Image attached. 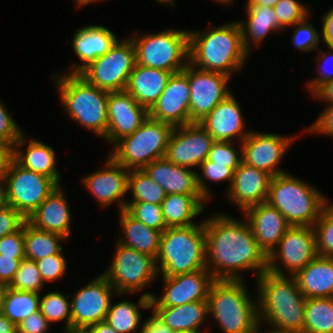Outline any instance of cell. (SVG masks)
Instances as JSON below:
<instances>
[{"label": "cell", "mask_w": 333, "mask_h": 333, "mask_svg": "<svg viewBox=\"0 0 333 333\" xmlns=\"http://www.w3.org/2000/svg\"><path fill=\"white\" fill-rule=\"evenodd\" d=\"M206 267L215 280H243V271L257 279L268 268V255L259 246L245 219L220 213L205 218ZM240 273V274H239Z\"/></svg>", "instance_id": "obj_1"}, {"label": "cell", "mask_w": 333, "mask_h": 333, "mask_svg": "<svg viewBox=\"0 0 333 333\" xmlns=\"http://www.w3.org/2000/svg\"><path fill=\"white\" fill-rule=\"evenodd\" d=\"M203 32L189 31V63L203 71L232 77L245 65L249 53L244 49L238 21Z\"/></svg>", "instance_id": "obj_2"}, {"label": "cell", "mask_w": 333, "mask_h": 333, "mask_svg": "<svg viewBox=\"0 0 333 333\" xmlns=\"http://www.w3.org/2000/svg\"><path fill=\"white\" fill-rule=\"evenodd\" d=\"M259 322L271 328L303 333L306 298L294 276L263 272L257 279Z\"/></svg>", "instance_id": "obj_3"}, {"label": "cell", "mask_w": 333, "mask_h": 333, "mask_svg": "<svg viewBox=\"0 0 333 333\" xmlns=\"http://www.w3.org/2000/svg\"><path fill=\"white\" fill-rule=\"evenodd\" d=\"M61 105L69 118L99 137L105 138L108 126L109 92L89 84L79 74L54 75Z\"/></svg>", "instance_id": "obj_4"}, {"label": "cell", "mask_w": 333, "mask_h": 333, "mask_svg": "<svg viewBox=\"0 0 333 333\" xmlns=\"http://www.w3.org/2000/svg\"><path fill=\"white\" fill-rule=\"evenodd\" d=\"M156 266L162 277L207 269L204 220L190 226L166 228L161 234Z\"/></svg>", "instance_id": "obj_5"}, {"label": "cell", "mask_w": 333, "mask_h": 333, "mask_svg": "<svg viewBox=\"0 0 333 333\" xmlns=\"http://www.w3.org/2000/svg\"><path fill=\"white\" fill-rule=\"evenodd\" d=\"M244 285L243 280H215L211 285L209 316L224 333H253L259 323L257 296L252 300Z\"/></svg>", "instance_id": "obj_6"}, {"label": "cell", "mask_w": 333, "mask_h": 333, "mask_svg": "<svg viewBox=\"0 0 333 333\" xmlns=\"http://www.w3.org/2000/svg\"><path fill=\"white\" fill-rule=\"evenodd\" d=\"M326 200L317 188L286 172L272 177L266 202L291 226L313 227Z\"/></svg>", "instance_id": "obj_7"}, {"label": "cell", "mask_w": 333, "mask_h": 333, "mask_svg": "<svg viewBox=\"0 0 333 333\" xmlns=\"http://www.w3.org/2000/svg\"><path fill=\"white\" fill-rule=\"evenodd\" d=\"M173 129L172 125L149 117L133 134L119 140L108 154L128 170L144 169L165 157Z\"/></svg>", "instance_id": "obj_8"}, {"label": "cell", "mask_w": 333, "mask_h": 333, "mask_svg": "<svg viewBox=\"0 0 333 333\" xmlns=\"http://www.w3.org/2000/svg\"><path fill=\"white\" fill-rule=\"evenodd\" d=\"M136 49V63L172 73L189 64V31L168 29L130 36Z\"/></svg>", "instance_id": "obj_9"}, {"label": "cell", "mask_w": 333, "mask_h": 333, "mask_svg": "<svg viewBox=\"0 0 333 333\" xmlns=\"http://www.w3.org/2000/svg\"><path fill=\"white\" fill-rule=\"evenodd\" d=\"M0 183L6 204L26 219L58 186L52 178L22 167L13 158L10 159Z\"/></svg>", "instance_id": "obj_10"}, {"label": "cell", "mask_w": 333, "mask_h": 333, "mask_svg": "<svg viewBox=\"0 0 333 333\" xmlns=\"http://www.w3.org/2000/svg\"><path fill=\"white\" fill-rule=\"evenodd\" d=\"M136 64V49L129 37L118 40L103 56L98 57L79 75L99 89L115 92L126 89Z\"/></svg>", "instance_id": "obj_11"}, {"label": "cell", "mask_w": 333, "mask_h": 333, "mask_svg": "<svg viewBox=\"0 0 333 333\" xmlns=\"http://www.w3.org/2000/svg\"><path fill=\"white\" fill-rule=\"evenodd\" d=\"M112 263L102 274L118 294H132L147 287L158 270L156 260L146 254L116 243Z\"/></svg>", "instance_id": "obj_12"}, {"label": "cell", "mask_w": 333, "mask_h": 333, "mask_svg": "<svg viewBox=\"0 0 333 333\" xmlns=\"http://www.w3.org/2000/svg\"><path fill=\"white\" fill-rule=\"evenodd\" d=\"M317 256L314 227L291 226L278 246L268 255L267 270L278 275L294 276ZM280 262L282 266L279 265ZM283 270H287L289 274Z\"/></svg>", "instance_id": "obj_13"}, {"label": "cell", "mask_w": 333, "mask_h": 333, "mask_svg": "<svg viewBox=\"0 0 333 333\" xmlns=\"http://www.w3.org/2000/svg\"><path fill=\"white\" fill-rule=\"evenodd\" d=\"M113 295L127 296L118 294L103 274L74 293L70 300L71 333H81L88 326L104 322Z\"/></svg>", "instance_id": "obj_14"}, {"label": "cell", "mask_w": 333, "mask_h": 333, "mask_svg": "<svg viewBox=\"0 0 333 333\" xmlns=\"http://www.w3.org/2000/svg\"><path fill=\"white\" fill-rule=\"evenodd\" d=\"M230 76L203 71L188 64V82L190 87L189 124L200 122L219 102L232 92L228 88Z\"/></svg>", "instance_id": "obj_15"}, {"label": "cell", "mask_w": 333, "mask_h": 333, "mask_svg": "<svg viewBox=\"0 0 333 333\" xmlns=\"http://www.w3.org/2000/svg\"><path fill=\"white\" fill-rule=\"evenodd\" d=\"M214 142L213 137L198 122L174 127L165 158L178 166L199 168L207 159Z\"/></svg>", "instance_id": "obj_16"}, {"label": "cell", "mask_w": 333, "mask_h": 333, "mask_svg": "<svg viewBox=\"0 0 333 333\" xmlns=\"http://www.w3.org/2000/svg\"><path fill=\"white\" fill-rule=\"evenodd\" d=\"M296 138L251 130L241 143L243 162L265 171L272 177L286 173L279 169L278 165Z\"/></svg>", "instance_id": "obj_17"}, {"label": "cell", "mask_w": 333, "mask_h": 333, "mask_svg": "<svg viewBox=\"0 0 333 333\" xmlns=\"http://www.w3.org/2000/svg\"><path fill=\"white\" fill-rule=\"evenodd\" d=\"M163 278V291L151 298V307H174L194 301H207L213 275L207 269Z\"/></svg>", "instance_id": "obj_18"}, {"label": "cell", "mask_w": 333, "mask_h": 333, "mask_svg": "<svg viewBox=\"0 0 333 333\" xmlns=\"http://www.w3.org/2000/svg\"><path fill=\"white\" fill-rule=\"evenodd\" d=\"M190 87L188 82V65L173 73L166 88L148 110L151 119L181 127L189 124Z\"/></svg>", "instance_id": "obj_19"}, {"label": "cell", "mask_w": 333, "mask_h": 333, "mask_svg": "<svg viewBox=\"0 0 333 333\" xmlns=\"http://www.w3.org/2000/svg\"><path fill=\"white\" fill-rule=\"evenodd\" d=\"M108 126L105 141L112 147L123 137L133 134L148 118L149 111L127 92H109Z\"/></svg>", "instance_id": "obj_20"}, {"label": "cell", "mask_w": 333, "mask_h": 333, "mask_svg": "<svg viewBox=\"0 0 333 333\" xmlns=\"http://www.w3.org/2000/svg\"><path fill=\"white\" fill-rule=\"evenodd\" d=\"M104 163L103 169L85 176L82 183L101 207L118 203L119 211H122L127 204L124 195L128 192L129 170L118 164L109 154L106 155Z\"/></svg>", "instance_id": "obj_21"}, {"label": "cell", "mask_w": 333, "mask_h": 333, "mask_svg": "<svg viewBox=\"0 0 333 333\" xmlns=\"http://www.w3.org/2000/svg\"><path fill=\"white\" fill-rule=\"evenodd\" d=\"M198 123L214 141L235 142L238 138L237 141L242 143L251 131L246 129L240 105L232 93Z\"/></svg>", "instance_id": "obj_22"}, {"label": "cell", "mask_w": 333, "mask_h": 333, "mask_svg": "<svg viewBox=\"0 0 333 333\" xmlns=\"http://www.w3.org/2000/svg\"><path fill=\"white\" fill-rule=\"evenodd\" d=\"M272 176L243 161L234 171L227 197L242 213L251 206L266 202Z\"/></svg>", "instance_id": "obj_23"}, {"label": "cell", "mask_w": 333, "mask_h": 333, "mask_svg": "<svg viewBox=\"0 0 333 333\" xmlns=\"http://www.w3.org/2000/svg\"><path fill=\"white\" fill-rule=\"evenodd\" d=\"M243 217L250 224L259 246L269 255L291 227L284 216L268 202L246 209Z\"/></svg>", "instance_id": "obj_24"}, {"label": "cell", "mask_w": 333, "mask_h": 333, "mask_svg": "<svg viewBox=\"0 0 333 333\" xmlns=\"http://www.w3.org/2000/svg\"><path fill=\"white\" fill-rule=\"evenodd\" d=\"M118 40L116 35L103 25L93 24L80 27L73 35L72 46L74 54L82 63H78V65L74 63L67 73L80 74L98 57L108 52Z\"/></svg>", "instance_id": "obj_25"}, {"label": "cell", "mask_w": 333, "mask_h": 333, "mask_svg": "<svg viewBox=\"0 0 333 333\" xmlns=\"http://www.w3.org/2000/svg\"><path fill=\"white\" fill-rule=\"evenodd\" d=\"M69 208L65 192L58 185L27 221L40 230L57 233L67 239L72 231Z\"/></svg>", "instance_id": "obj_26"}, {"label": "cell", "mask_w": 333, "mask_h": 333, "mask_svg": "<svg viewBox=\"0 0 333 333\" xmlns=\"http://www.w3.org/2000/svg\"><path fill=\"white\" fill-rule=\"evenodd\" d=\"M144 170L168 194H201L197 184V171L178 166L165 157L154 160Z\"/></svg>", "instance_id": "obj_27"}, {"label": "cell", "mask_w": 333, "mask_h": 333, "mask_svg": "<svg viewBox=\"0 0 333 333\" xmlns=\"http://www.w3.org/2000/svg\"><path fill=\"white\" fill-rule=\"evenodd\" d=\"M24 133L14 144L12 158L22 167L52 178L58 185L61 184L60 171L56 165L55 150L48 144L37 139H26ZM27 144L26 151H23V144ZM22 148V149H21Z\"/></svg>", "instance_id": "obj_28"}, {"label": "cell", "mask_w": 333, "mask_h": 333, "mask_svg": "<svg viewBox=\"0 0 333 333\" xmlns=\"http://www.w3.org/2000/svg\"><path fill=\"white\" fill-rule=\"evenodd\" d=\"M173 73L135 64L126 87L134 99L148 110L160 97Z\"/></svg>", "instance_id": "obj_29"}, {"label": "cell", "mask_w": 333, "mask_h": 333, "mask_svg": "<svg viewBox=\"0 0 333 333\" xmlns=\"http://www.w3.org/2000/svg\"><path fill=\"white\" fill-rule=\"evenodd\" d=\"M294 278L304 297H333V257L317 256Z\"/></svg>", "instance_id": "obj_30"}, {"label": "cell", "mask_w": 333, "mask_h": 333, "mask_svg": "<svg viewBox=\"0 0 333 333\" xmlns=\"http://www.w3.org/2000/svg\"><path fill=\"white\" fill-rule=\"evenodd\" d=\"M207 202L202 194L166 195L161 210L167 228L197 224L193 219L202 214Z\"/></svg>", "instance_id": "obj_31"}, {"label": "cell", "mask_w": 333, "mask_h": 333, "mask_svg": "<svg viewBox=\"0 0 333 333\" xmlns=\"http://www.w3.org/2000/svg\"><path fill=\"white\" fill-rule=\"evenodd\" d=\"M118 212L123 237L119 238L117 242L156 260L162 232L144 225L141 221L133 218L125 209Z\"/></svg>", "instance_id": "obj_32"}, {"label": "cell", "mask_w": 333, "mask_h": 333, "mask_svg": "<svg viewBox=\"0 0 333 333\" xmlns=\"http://www.w3.org/2000/svg\"><path fill=\"white\" fill-rule=\"evenodd\" d=\"M246 19L238 21L243 36L244 49L250 53L252 46L258 47L268 33L278 32L279 23L273 7L246 6Z\"/></svg>", "instance_id": "obj_33"}, {"label": "cell", "mask_w": 333, "mask_h": 333, "mask_svg": "<svg viewBox=\"0 0 333 333\" xmlns=\"http://www.w3.org/2000/svg\"><path fill=\"white\" fill-rule=\"evenodd\" d=\"M152 311L176 333L201 328L209 318L208 302L194 301L174 307H151Z\"/></svg>", "instance_id": "obj_34"}, {"label": "cell", "mask_w": 333, "mask_h": 333, "mask_svg": "<svg viewBox=\"0 0 333 333\" xmlns=\"http://www.w3.org/2000/svg\"><path fill=\"white\" fill-rule=\"evenodd\" d=\"M153 295L154 293L152 292L142 294L138 303L128 300L120 301L116 304L111 302L105 321L117 333H137L138 329L141 332L143 322L140 325L142 317L140 310L151 309V298Z\"/></svg>", "instance_id": "obj_35"}, {"label": "cell", "mask_w": 333, "mask_h": 333, "mask_svg": "<svg viewBox=\"0 0 333 333\" xmlns=\"http://www.w3.org/2000/svg\"><path fill=\"white\" fill-rule=\"evenodd\" d=\"M66 240L60 234L40 230L28 221L24 223V254L25 258L39 259L58 254L63 248L60 242Z\"/></svg>", "instance_id": "obj_36"}, {"label": "cell", "mask_w": 333, "mask_h": 333, "mask_svg": "<svg viewBox=\"0 0 333 333\" xmlns=\"http://www.w3.org/2000/svg\"><path fill=\"white\" fill-rule=\"evenodd\" d=\"M303 333H333V297L306 299Z\"/></svg>", "instance_id": "obj_37"}, {"label": "cell", "mask_w": 333, "mask_h": 333, "mask_svg": "<svg viewBox=\"0 0 333 333\" xmlns=\"http://www.w3.org/2000/svg\"><path fill=\"white\" fill-rule=\"evenodd\" d=\"M40 293L8 288L2 314L14 325H19L30 314L39 310Z\"/></svg>", "instance_id": "obj_38"}, {"label": "cell", "mask_w": 333, "mask_h": 333, "mask_svg": "<svg viewBox=\"0 0 333 333\" xmlns=\"http://www.w3.org/2000/svg\"><path fill=\"white\" fill-rule=\"evenodd\" d=\"M128 191L133 197L127 202H150L161 205L166 193L163 188L146 173L144 169L129 170Z\"/></svg>", "instance_id": "obj_39"}, {"label": "cell", "mask_w": 333, "mask_h": 333, "mask_svg": "<svg viewBox=\"0 0 333 333\" xmlns=\"http://www.w3.org/2000/svg\"><path fill=\"white\" fill-rule=\"evenodd\" d=\"M69 295L52 291L40 298L39 310L49 324L51 322L65 321L64 333H71V305Z\"/></svg>", "instance_id": "obj_40"}, {"label": "cell", "mask_w": 333, "mask_h": 333, "mask_svg": "<svg viewBox=\"0 0 333 333\" xmlns=\"http://www.w3.org/2000/svg\"><path fill=\"white\" fill-rule=\"evenodd\" d=\"M313 227L316 233L318 256L333 257V204H330L328 200Z\"/></svg>", "instance_id": "obj_41"}, {"label": "cell", "mask_w": 333, "mask_h": 333, "mask_svg": "<svg viewBox=\"0 0 333 333\" xmlns=\"http://www.w3.org/2000/svg\"><path fill=\"white\" fill-rule=\"evenodd\" d=\"M199 168L201 174L197 173L198 188L202 196L208 202L210 201L212 194L206 185V180L209 182L226 181L228 183V190L230 189L234 178V170L232 168L226 167L225 165L215 164L207 159L201 163Z\"/></svg>", "instance_id": "obj_42"}, {"label": "cell", "mask_w": 333, "mask_h": 333, "mask_svg": "<svg viewBox=\"0 0 333 333\" xmlns=\"http://www.w3.org/2000/svg\"><path fill=\"white\" fill-rule=\"evenodd\" d=\"M35 261L24 258L21 260L18 271L8 285L11 289L39 293L44 286Z\"/></svg>", "instance_id": "obj_43"}, {"label": "cell", "mask_w": 333, "mask_h": 333, "mask_svg": "<svg viewBox=\"0 0 333 333\" xmlns=\"http://www.w3.org/2000/svg\"><path fill=\"white\" fill-rule=\"evenodd\" d=\"M125 210L149 228L161 232L167 228L161 205L150 202H127Z\"/></svg>", "instance_id": "obj_44"}, {"label": "cell", "mask_w": 333, "mask_h": 333, "mask_svg": "<svg viewBox=\"0 0 333 333\" xmlns=\"http://www.w3.org/2000/svg\"><path fill=\"white\" fill-rule=\"evenodd\" d=\"M273 9L278 17L280 30L291 25L293 27L311 14L308 6L302 4L299 0H280Z\"/></svg>", "instance_id": "obj_45"}, {"label": "cell", "mask_w": 333, "mask_h": 333, "mask_svg": "<svg viewBox=\"0 0 333 333\" xmlns=\"http://www.w3.org/2000/svg\"><path fill=\"white\" fill-rule=\"evenodd\" d=\"M235 142L215 141L208 153L207 160L215 164L225 165L232 168L234 171L240 166L243 161L242 144L239 142L240 155L234 147Z\"/></svg>", "instance_id": "obj_46"}, {"label": "cell", "mask_w": 333, "mask_h": 333, "mask_svg": "<svg viewBox=\"0 0 333 333\" xmlns=\"http://www.w3.org/2000/svg\"><path fill=\"white\" fill-rule=\"evenodd\" d=\"M307 19L293 25L296 28L291 38L292 43L300 52H310L315 49L319 51L321 34Z\"/></svg>", "instance_id": "obj_47"}, {"label": "cell", "mask_w": 333, "mask_h": 333, "mask_svg": "<svg viewBox=\"0 0 333 333\" xmlns=\"http://www.w3.org/2000/svg\"><path fill=\"white\" fill-rule=\"evenodd\" d=\"M63 249L58 254L35 261L43 282H53L62 278L67 269L66 259L62 254Z\"/></svg>", "instance_id": "obj_48"}, {"label": "cell", "mask_w": 333, "mask_h": 333, "mask_svg": "<svg viewBox=\"0 0 333 333\" xmlns=\"http://www.w3.org/2000/svg\"><path fill=\"white\" fill-rule=\"evenodd\" d=\"M5 105L0 101V142L5 143L11 150L20 136L24 133Z\"/></svg>", "instance_id": "obj_49"}, {"label": "cell", "mask_w": 333, "mask_h": 333, "mask_svg": "<svg viewBox=\"0 0 333 333\" xmlns=\"http://www.w3.org/2000/svg\"><path fill=\"white\" fill-rule=\"evenodd\" d=\"M327 48L329 49L327 52L323 50L319 51L320 54L318 58H316L320 61V65L318 66L320 70L318 69L319 73H317L319 76L317 75L315 79H311V81L306 84L311 97L323 84L333 80V72L330 71V68L328 69L331 63L332 66H330L333 68V47L327 46ZM329 62L331 63L329 64Z\"/></svg>", "instance_id": "obj_50"}, {"label": "cell", "mask_w": 333, "mask_h": 333, "mask_svg": "<svg viewBox=\"0 0 333 333\" xmlns=\"http://www.w3.org/2000/svg\"><path fill=\"white\" fill-rule=\"evenodd\" d=\"M0 254L2 256H13V258H25L24 225L20 230L7 234L0 239Z\"/></svg>", "instance_id": "obj_51"}, {"label": "cell", "mask_w": 333, "mask_h": 333, "mask_svg": "<svg viewBox=\"0 0 333 333\" xmlns=\"http://www.w3.org/2000/svg\"><path fill=\"white\" fill-rule=\"evenodd\" d=\"M27 219L13 207L5 205L0 210V239L20 230Z\"/></svg>", "instance_id": "obj_52"}, {"label": "cell", "mask_w": 333, "mask_h": 333, "mask_svg": "<svg viewBox=\"0 0 333 333\" xmlns=\"http://www.w3.org/2000/svg\"><path fill=\"white\" fill-rule=\"evenodd\" d=\"M49 326L45 316L38 310L26 317L16 327L17 333H47Z\"/></svg>", "instance_id": "obj_53"}, {"label": "cell", "mask_w": 333, "mask_h": 333, "mask_svg": "<svg viewBox=\"0 0 333 333\" xmlns=\"http://www.w3.org/2000/svg\"><path fill=\"white\" fill-rule=\"evenodd\" d=\"M306 131L333 137V104H328Z\"/></svg>", "instance_id": "obj_54"}, {"label": "cell", "mask_w": 333, "mask_h": 333, "mask_svg": "<svg viewBox=\"0 0 333 333\" xmlns=\"http://www.w3.org/2000/svg\"><path fill=\"white\" fill-rule=\"evenodd\" d=\"M22 259L24 258H13V256H2L0 254V283L7 285L11 283Z\"/></svg>", "instance_id": "obj_55"}, {"label": "cell", "mask_w": 333, "mask_h": 333, "mask_svg": "<svg viewBox=\"0 0 333 333\" xmlns=\"http://www.w3.org/2000/svg\"><path fill=\"white\" fill-rule=\"evenodd\" d=\"M140 333H176L153 312L143 323Z\"/></svg>", "instance_id": "obj_56"}, {"label": "cell", "mask_w": 333, "mask_h": 333, "mask_svg": "<svg viewBox=\"0 0 333 333\" xmlns=\"http://www.w3.org/2000/svg\"><path fill=\"white\" fill-rule=\"evenodd\" d=\"M321 40L326 46L333 47V7L322 16Z\"/></svg>", "instance_id": "obj_57"}, {"label": "cell", "mask_w": 333, "mask_h": 333, "mask_svg": "<svg viewBox=\"0 0 333 333\" xmlns=\"http://www.w3.org/2000/svg\"><path fill=\"white\" fill-rule=\"evenodd\" d=\"M312 96L326 105L333 104V80L323 84Z\"/></svg>", "instance_id": "obj_58"}, {"label": "cell", "mask_w": 333, "mask_h": 333, "mask_svg": "<svg viewBox=\"0 0 333 333\" xmlns=\"http://www.w3.org/2000/svg\"><path fill=\"white\" fill-rule=\"evenodd\" d=\"M11 158L12 150L5 143L0 142V182L3 179Z\"/></svg>", "instance_id": "obj_59"}, {"label": "cell", "mask_w": 333, "mask_h": 333, "mask_svg": "<svg viewBox=\"0 0 333 333\" xmlns=\"http://www.w3.org/2000/svg\"><path fill=\"white\" fill-rule=\"evenodd\" d=\"M81 333H117L106 321L93 324Z\"/></svg>", "instance_id": "obj_60"}, {"label": "cell", "mask_w": 333, "mask_h": 333, "mask_svg": "<svg viewBox=\"0 0 333 333\" xmlns=\"http://www.w3.org/2000/svg\"><path fill=\"white\" fill-rule=\"evenodd\" d=\"M0 333H17V327L5 315L0 314Z\"/></svg>", "instance_id": "obj_61"}, {"label": "cell", "mask_w": 333, "mask_h": 333, "mask_svg": "<svg viewBox=\"0 0 333 333\" xmlns=\"http://www.w3.org/2000/svg\"><path fill=\"white\" fill-rule=\"evenodd\" d=\"M280 0H247L246 6L274 7Z\"/></svg>", "instance_id": "obj_62"}, {"label": "cell", "mask_w": 333, "mask_h": 333, "mask_svg": "<svg viewBox=\"0 0 333 333\" xmlns=\"http://www.w3.org/2000/svg\"><path fill=\"white\" fill-rule=\"evenodd\" d=\"M8 288L9 287L7 284L0 283V314L2 313L3 310L4 299Z\"/></svg>", "instance_id": "obj_63"}, {"label": "cell", "mask_w": 333, "mask_h": 333, "mask_svg": "<svg viewBox=\"0 0 333 333\" xmlns=\"http://www.w3.org/2000/svg\"><path fill=\"white\" fill-rule=\"evenodd\" d=\"M260 326H262V323L259 322L258 325L255 327V330H254L253 333H261L262 331H260L259 329L262 328V327H260ZM266 331L264 332V330H263L262 333H292V332L277 330V329H274V328H270L269 331L268 330H266Z\"/></svg>", "instance_id": "obj_64"}, {"label": "cell", "mask_w": 333, "mask_h": 333, "mask_svg": "<svg viewBox=\"0 0 333 333\" xmlns=\"http://www.w3.org/2000/svg\"><path fill=\"white\" fill-rule=\"evenodd\" d=\"M75 1V5L78 7H83L85 5L91 4L93 2H98L99 0H74ZM102 1V0H101Z\"/></svg>", "instance_id": "obj_65"}, {"label": "cell", "mask_w": 333, "mask_h": 333, "mask_svg": "<svg viewBox=\"0 0 333 333\" xmlns=\"http://www.w3.org/2000/svg\"><path fill=\"white\" fill-rule=\"evenodd\" d=\"M6 205L3 186L0 183V210Z\"/></svg>", "instance_id": "obj_66"}, {"label": "cell", "mask_w": 333, "mask_h": 333, "mask_svg": "<svg viewBox=\"0 0 333 333\" xmlns=\"http://www.w3.org/2000/svg\"><path fill=\"white\" fill-rule=\"evenodd\" d=\"M178 333H205V332H201L200 328H194V329H188L186 331H181Z\"/></svg>", "instance_id": "obj_67"}, {"label": "cell", "mask_w": 333, "mask_h": 333, "mask_svg": "<svg viewBox=\"0 0 333 333\" xmlns=\"http://www.w3.org/2000/svg\"><path fill=\"white\" fill-rule=\"evenodd\" d=\"M216 2H221V4L223 5V3L224 4H226V5H230V4H232L234 1L233 0H215Z\"/></svg>", "instance_id": "obj_68"}]
</instances>
